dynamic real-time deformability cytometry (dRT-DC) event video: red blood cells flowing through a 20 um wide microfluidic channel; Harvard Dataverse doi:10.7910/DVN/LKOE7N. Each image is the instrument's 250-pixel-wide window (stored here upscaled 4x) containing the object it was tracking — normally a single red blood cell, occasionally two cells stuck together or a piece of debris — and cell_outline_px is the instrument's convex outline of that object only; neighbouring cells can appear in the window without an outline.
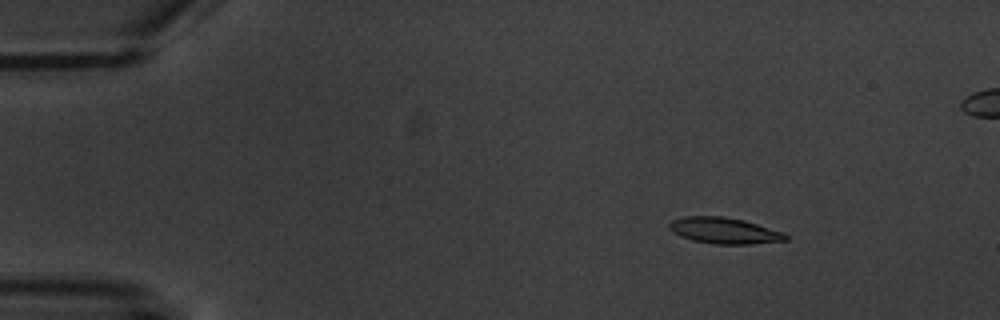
{"species": "common noctule bat (a hibernating species)", "species_latin": "Nyctalus noctula", "temperature_condition": "warm", "stored_images_in_passage": 6, "camera_frame_rate_fps": 3000, "um_per_image_px": 0.085, "animal": {"sex": "male", "body_mass_g": 20.1, "forearm_length_mm": 53.5}, "frame": {"image": 1, "passage_image": 2, "time_ms": 1.0, "image_size_px": [1000, 320], "cell_outline_px": [[788, 240], [752, 244], [712, 244], [692, 240], [680, 236], [672, 232], [668, 228], [668, 224], [672, 220], [684, 216], [724, 216], [744, 220], [784, 232], [788, 236]], "centroid_in_image_um": [61.55, 19.6], "position_along_channel_um": 23.5, "area_um2": 17.92}}